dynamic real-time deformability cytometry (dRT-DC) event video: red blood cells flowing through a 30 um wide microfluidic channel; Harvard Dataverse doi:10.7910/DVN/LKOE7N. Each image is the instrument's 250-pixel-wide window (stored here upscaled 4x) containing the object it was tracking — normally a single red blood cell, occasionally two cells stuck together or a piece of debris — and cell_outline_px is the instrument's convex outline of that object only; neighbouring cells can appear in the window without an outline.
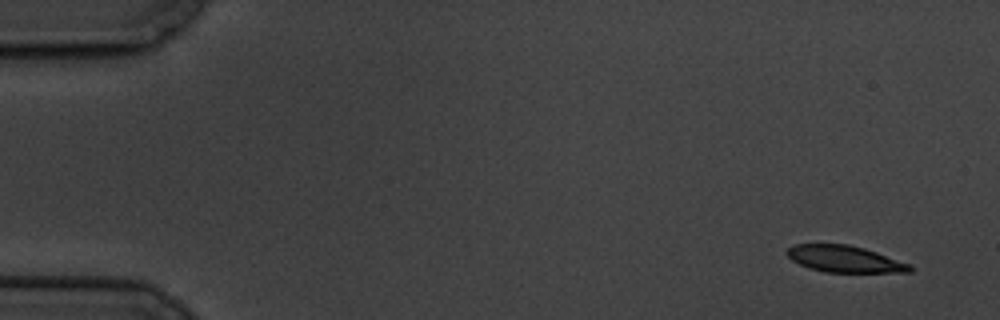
{"species": "common noctule bat (a hibernating species)", "species_latin": "Nyctalus noctula", "temperature_condition": "cold", "stored_images_in_passage": 15, "camera_frame_rate_fps": 3000, "um_per_image_px": 0.085, "animal": {"sex": "male", "body_mass_g": 19.5, "forearm_length_mm": 54.6}, "frame": {"image": 1, "passage_image": 1, "time_ms": 0.0, "image_size_px": [1000, 320], "cell_outline_px": [[912, 272], [824, 272], [808, 268], [792, 260], [784, 252], [792, 244], [848, 244], [864, 248], [912, 264]], "centroid_in_image_um": [71.78, 22.01], "position_along_channel_um": 13.2, "area_um2": 19.19}}
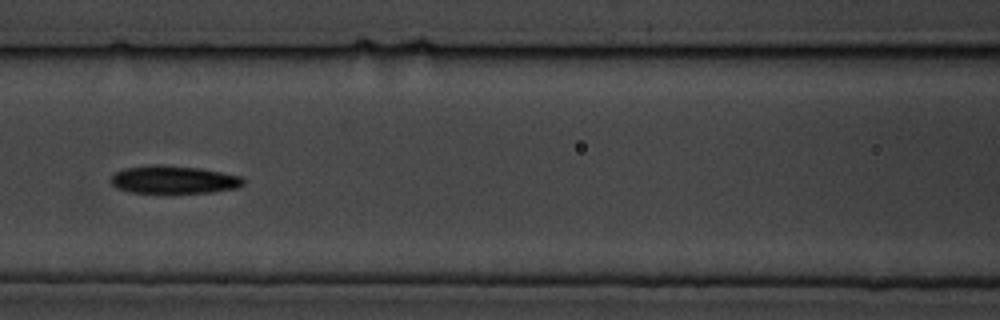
{"frame": {"image": 2, "passage_image": 7, "time_ms": 7.667, "image_size_px": [1000, 320], "cell_outline_px": [[244, 184], [236, 188], [212, 192], [128, 192], [116, 188], [112, 184], [112, 176], [116, 172], [124, 168], [148, 164], [160, 164], [200, 168], [240, 176], [244, 180]], "centroid_in_image_um": [14.74, 15.25], "position_along_channel_um": 151.9, "area_um2": 21.39}}
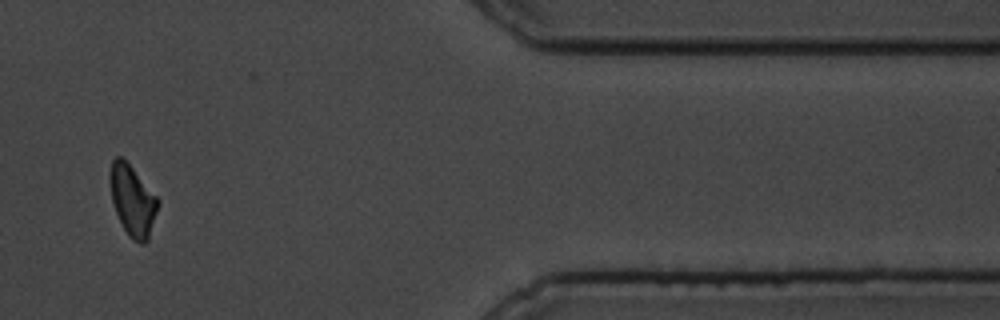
{"frame": {"image": 3, "passage_image": 13, "time_ms": 16.0, "image_size_px": [1000, 320], "cell_outline_px": [[160, 204], [148, 240], [144, 244], [140, 244], [132, 240], [128, 236], [116, 212], [112, 200], [108, 180], [108, 176], [112, 160], [116, 156], [120, 156], [132, 168], [160, 200]], "centroid_in_image_um": [11.27, 17.06], "position_along_channel_um": 400.1, "area_um2": 19.83}, "authors_computed_cell_mechanics": {"area_um2": 20.7502, "velocity_mm_per_s": 3.3925, "shape_relaxation_time_tau1_ms": 3.838, "shape_relaxation_time_tau2_ms": null, "deformation_change_tau1": 0.0861, "deformation_change_tau2": null}}